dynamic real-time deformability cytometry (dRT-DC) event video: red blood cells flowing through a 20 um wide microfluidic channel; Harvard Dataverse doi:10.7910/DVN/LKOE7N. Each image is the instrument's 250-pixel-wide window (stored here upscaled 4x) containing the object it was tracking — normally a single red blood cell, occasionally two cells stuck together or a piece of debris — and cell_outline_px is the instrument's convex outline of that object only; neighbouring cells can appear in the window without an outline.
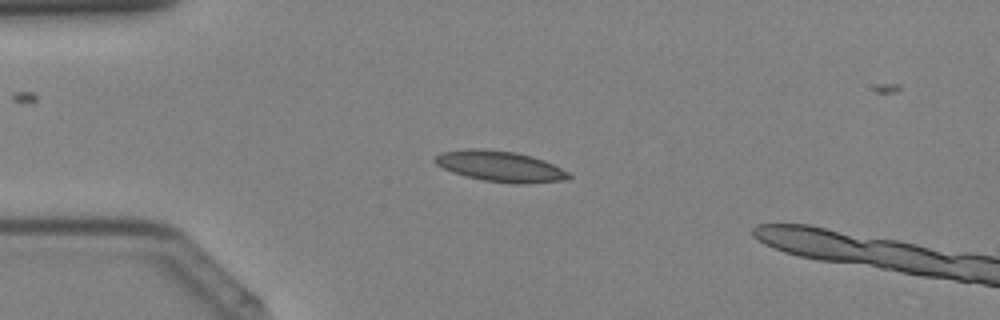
{"species": "Egyptian fruit bat (a non-hibernating species)", "species_latin": "Rousettus aegyptiacus", "temperature_condition": "cold", "stored_images_in_passage": 13, "camera_frame_rate_fps": 3000, "um_per_image_px": 0.085, "animal": {"sex": "female"}, "frame": {"image": 1, "passage_image": 10, "time_ms": 3.0, "image_size_px": [1000, 320], "cell_outline_px": [[572, 176], [564, 180], [524, 184], [516, 184], [484, 180], [452, 172], [436, 164], [432, 160], [440, 152], [468, 148], [480, 148], [516, 152], [532, 156], [544, 160], [568, 172]], "centroid_in_image_um": [42.5, 14.12], "position_along_channel_um": 42.5, "area_um2": 23.87}}